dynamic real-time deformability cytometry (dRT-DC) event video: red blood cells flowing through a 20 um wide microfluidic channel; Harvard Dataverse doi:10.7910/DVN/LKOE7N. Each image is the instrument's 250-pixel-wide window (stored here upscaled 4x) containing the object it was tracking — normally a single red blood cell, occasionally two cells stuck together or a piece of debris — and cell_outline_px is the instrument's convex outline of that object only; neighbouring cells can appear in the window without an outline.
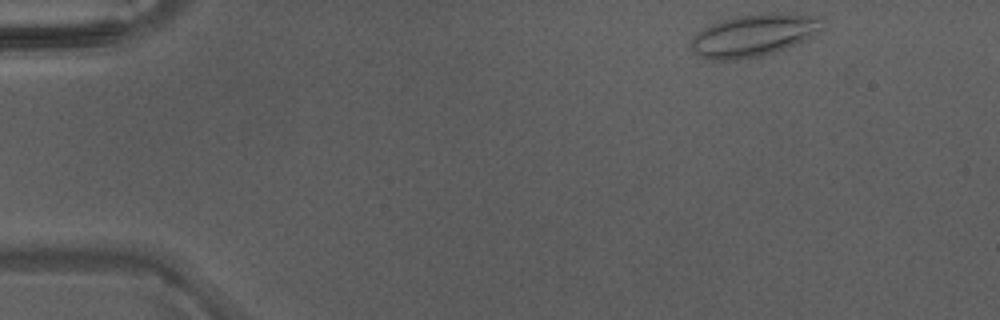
{"species": "Egyptian fruit bat (a non-hibernating species)", "species_latin": "Rousettus aegyptiacus", "temperature_condition": "warm", "stored_images_in_passage": 8, "camera_frame_rate_fps": 3000, "um_per_image_px": 0.085, "animal": {"sex": "male"}, "frame": {"image": 1, "passage_image": 1, "time_ms": 0.0, "image_size_px": [1000, 320], "cell_outline_px": [[824, 28], [812, 36], [804, 40], [784, 48], [772, 52], [756, 56], [736, 60], [712, 60], [696, 56], [692, 52], [692, 40], [700, 32], [712, 24], [736, 16], [760, 12], [776, 12], [824, 16]], "centroid_in_image_um": [64.14, 2.97], "position_along_channel_um": 20.9, "area_um2": 32.31}}